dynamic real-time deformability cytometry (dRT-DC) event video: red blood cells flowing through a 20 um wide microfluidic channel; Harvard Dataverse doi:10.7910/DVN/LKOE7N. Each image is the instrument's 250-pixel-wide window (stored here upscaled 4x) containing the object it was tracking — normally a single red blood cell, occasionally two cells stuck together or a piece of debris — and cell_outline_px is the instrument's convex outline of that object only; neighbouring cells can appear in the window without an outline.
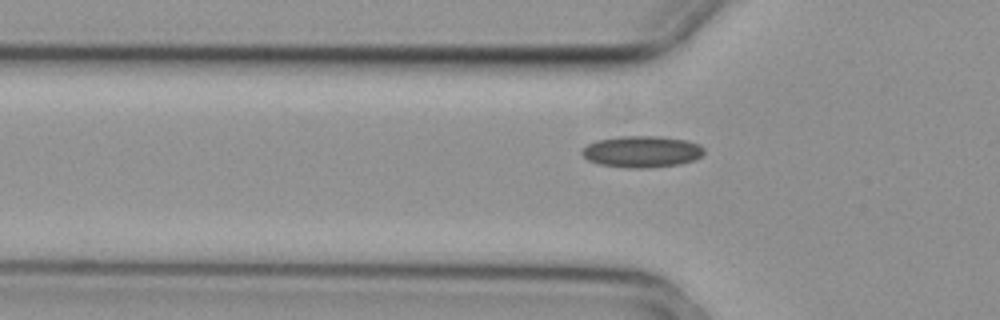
{"species": "common noctule bat (a hibernating species)", "species_latin": "Nyctalus noctula", "temperature_condition": "cold", "stored_images_in_passage": 6, "camera_frame_rate_fps": 3000, "um_per_image_px": 0.085, "animal": {"sex": "female", "body_mass_g": 29.2, "forearm_length_mm": 56.3}, "frame": {"image": 1, "passage_image": 6, "time_ms": 1.667, "image_size_px": [1000, 320], "cell_outline_px": [[704, 152], [700, 156], [692, 160], [680, 164], [640, 168], [632, 168], [600, 164], [588, 160], [580, 152], [588, 144], [596, 140], [620, 136], [660, 136], [688, 140], [700, 144], [704, 148]], "centroid_in_image_um": [54.57, 12.87], "position_along_channel_um": 71.2, "area_um2": 22.31}}